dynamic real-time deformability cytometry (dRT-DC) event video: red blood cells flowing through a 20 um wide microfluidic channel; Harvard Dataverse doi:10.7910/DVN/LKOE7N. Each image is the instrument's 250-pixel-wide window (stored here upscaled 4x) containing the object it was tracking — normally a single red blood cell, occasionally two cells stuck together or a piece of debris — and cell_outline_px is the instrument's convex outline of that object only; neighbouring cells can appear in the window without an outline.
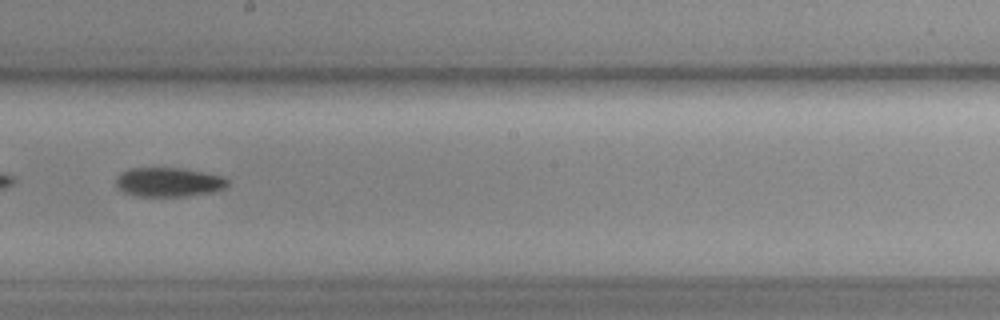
{"species": "common noctule bat (a hibernating species)", "species_latin": "Nyctalus noctula", "temperature_condition": "cold", "stored_images_in_passage": 45, "camera_frame_rate_fps": 3000, "um_per_image_px": 0.085, "animal": {"sex": "female", "body_mass_g": 19.3, "forearm_length_mm": 54.1}, "frame": {"image": 1, "passage_image": 20, "time_ms": 6.333, "image_size_px": [1000, 320], "cell_outline_px": [[228, 184], [224, 188], [212, 192], [188, 196], [136, 196], [124, 192], [116, 188], [116, 176], [120, 172], [128, 168], [180, 168], [224, 176], [228, 180]], "centroid_in_image_um": [14.29, 15.48], "position_along_channel_um": 233.9, "area_um2": 19.13}}
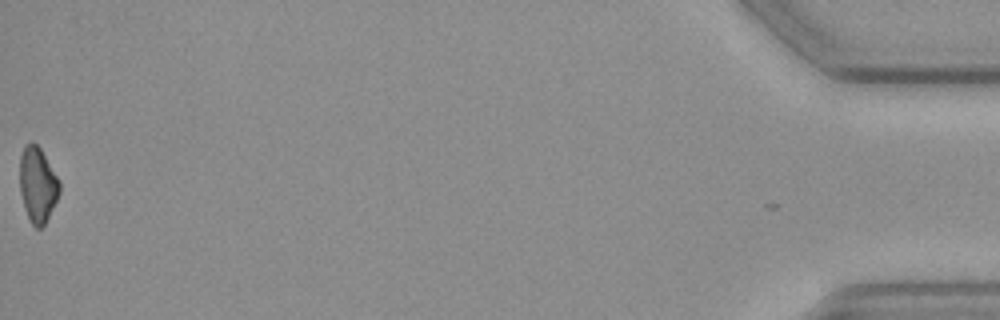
{"frame": {"image": 2, "passage_image": 45, "time_ms": 14.667, "image_size_px": [1000, 320], "cell_outline_px": [[60, 192], [44, 224], [40, 228], [36, 228], [32, 224], [28, 216], [20, 192], [20, 156], [24, 144], [32, 140], [40, 148], [60, 180]], "centroid_in_image_um": [3.19, 15.64], "position_along_channel_um": 432.0, "area_um2": 17.28}}